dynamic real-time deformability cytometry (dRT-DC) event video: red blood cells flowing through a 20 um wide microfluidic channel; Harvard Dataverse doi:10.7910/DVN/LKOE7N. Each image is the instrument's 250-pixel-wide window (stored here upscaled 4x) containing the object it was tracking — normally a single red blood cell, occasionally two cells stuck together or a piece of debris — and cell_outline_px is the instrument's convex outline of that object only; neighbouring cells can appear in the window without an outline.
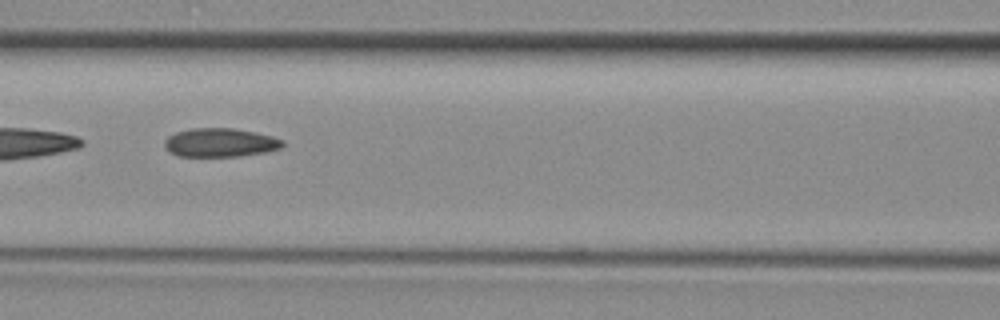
{"species": "common noctule bat (a hibernating species)", "species_latin": "Nyctalus noctula", "temperature_condition": "room temperature", "stored_images_in_passage": 36, "camera_frame_rate_fps": 3000, "um_per_image_px": 0.085, "animal": {"sex": "female", "body_mass_g": 29.2, "forearm_length_mm": 56.3}, "frame": {"image": 1, "passage_image": 14, "time_ms": 4.333, "image_size_px": [1000, 320], "cell_outline_px": [[284, 144], [280, 148], [264, 152], [240, 156], [180, 156], [172, 152], [164, 144], [164, 140], [168, 136], [176, 132], [192, 128], [232, 128], [272, 136], [284, 140]], "centroid_in_image_um": [18.72, 12.11], "position_along_channel_um": 147.9, "area_um2": 19.48}}
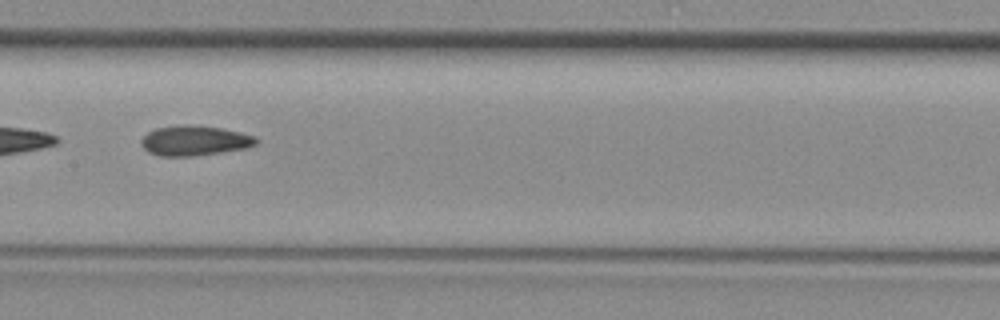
{"frame": {"image": 2, "passage_image": 17, "time_ms": 5.333, "image_size_px": [1000, 320], "cell_outline_px": [[260, 140], [256, 144], [244, 148], [220, 152], [188, 156], [160, 156], [148, 152], [140, 144], [140, 140], [148, 132], [156, 128], [188, 124], [220, 128], [240, 132], [256, 136]], "centroid_in_image_um": [16.53, 11.95], "position_along_channel_um": 190.9, "area_um2": 19.94}}
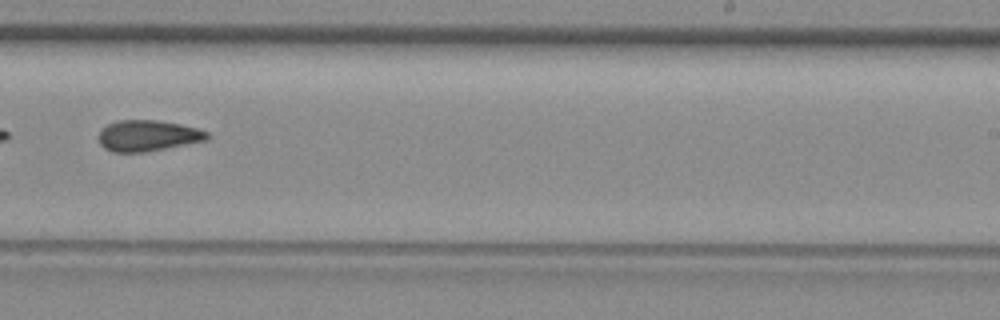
{"frame": {"image": 3, "passage_image": 23, "time_ms": 7.333, "image_size_px": [1000, 320], "cell_outline_px": [[212, 136], [208, 140], [144, 152], [112, 152], [104, 148], [100, 144], [100, 132], [108, 124], [116, 120], [156, 120], [180, 124], [196, 128], [208, 132]], "centroid_in_image_um": [12.6, 11.53], "position_along_channel_um": 276.4, "area_um2": 19.54}}